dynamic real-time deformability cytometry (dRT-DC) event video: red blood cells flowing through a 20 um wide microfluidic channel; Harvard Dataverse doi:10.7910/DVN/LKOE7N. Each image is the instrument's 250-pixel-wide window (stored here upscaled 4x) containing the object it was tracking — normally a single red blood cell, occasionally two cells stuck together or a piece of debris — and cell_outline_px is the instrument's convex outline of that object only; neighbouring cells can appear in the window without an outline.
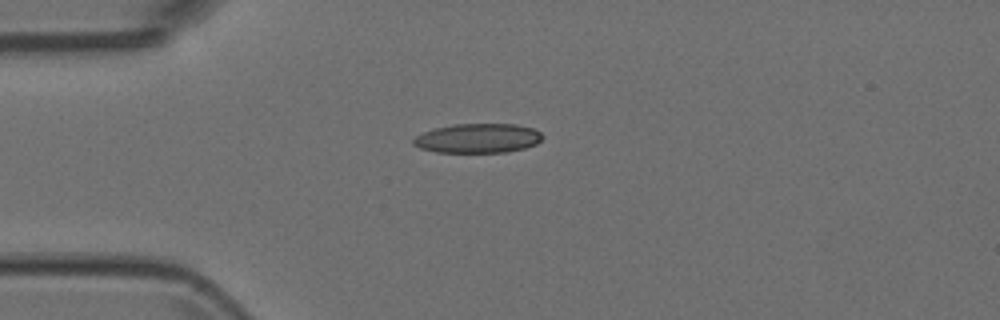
{"species": "Egyptian fruit bat (a non-hibernating species)", "species_latin": "Rousettus aegyptiacus", "temperature_condition": "room temperature", "stored_images_in_passage": 7, "camera_frame_rate_fps": 3000, "um_per_image_px": 0.085, "animal": {"sex": "female"}, "frame": {"image": 1, "passage_image": 1, "time_ms": 0.0, "image_size_px": [1000, 320], "cell_outline_px": [[544, 136], [536, 144], [524, 148], [508, 152], [436, 152], [420, 148], [412, 144], [412, 140], [416, 136], [424, 132], [436, 128], [452, 124], [516, 124], [532, 128], [540, 132]], "centroid_in_image_um": [40.62, 11.75], "position_along_channel_um": 44.4, "area_um2": 22.08}}
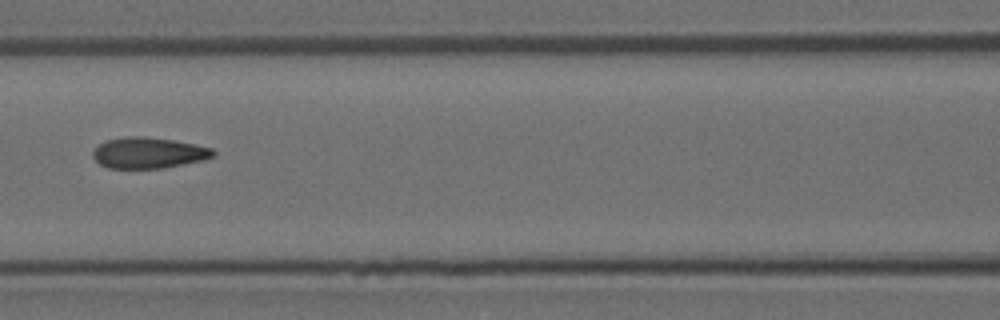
{"frame": {"image": 2, "passage_image": 4, "time_ms": 1.0, "image_size_px": [1000, 320], "cell_outline_px": [[216, 156], [204, 160], [164, 168], [108, 168], [100, 164], [92, 156], [92, 152], [104, 140], [124, 136], [144, 136], [172, 140], [196, 144], [212, 148], [216, 152]], "centroid_in_image_um": [12.64, 12.99], "position_along_channel_um": 154.0, "area_um2": 21.91}}
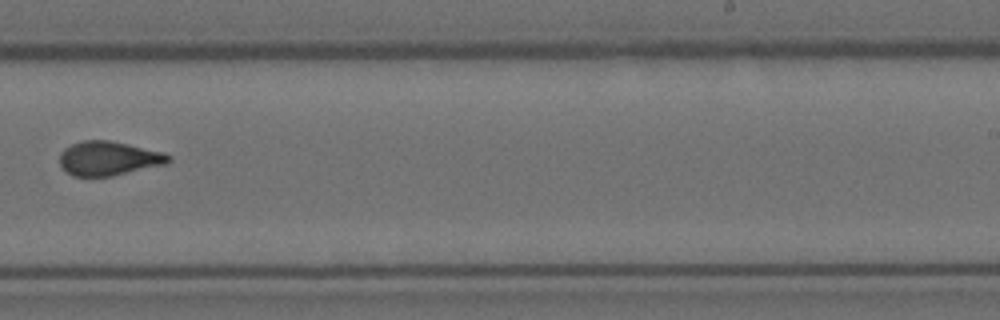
{"frame": {"image": 3, "passage_image": 7, "time_ms": 2.0, "image_size_px": [1000, 320], "cell_outline_px": [[172, 160], [168, 164], [112, 176], [72, 176], [60, 164], [60, 152], [64, 148], [72, 144], [84, 140], [108, 140], [128, 144], [164, 152], [172, 156]], "centroid_in_image_um": [9.28, 13.46], "position_along_channel_um": 279.7, "area_um2": 21.79}}